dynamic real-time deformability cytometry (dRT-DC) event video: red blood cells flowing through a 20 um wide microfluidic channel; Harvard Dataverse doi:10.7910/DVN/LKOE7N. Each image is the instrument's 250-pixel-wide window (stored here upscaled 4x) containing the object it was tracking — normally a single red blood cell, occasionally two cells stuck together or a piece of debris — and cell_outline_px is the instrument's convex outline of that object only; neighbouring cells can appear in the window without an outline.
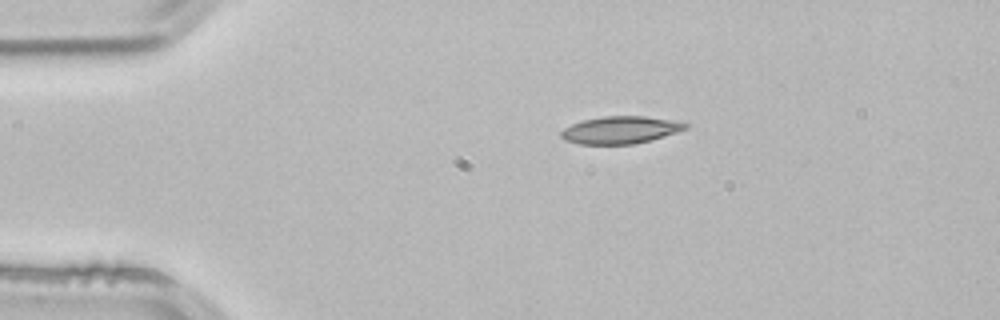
{"species": "common noctule bat (a hibernating species)", "species_latin": "Nyctalus noctula", "temperature_condition": "room temperature", "stored_images_in_passage": 2, "camera_frame_rate_fps": 3000, "um_per_image_px": 0.085, "animal": {"sex": "male", "body_mass_g": 21.5, "forearm_length_mm": 52.0}, "frame": {"image": 1, "passage_image": 1, "time_ms": 0.0, "image_size_px": [1000, 320], "cell_outline_px": [[688, 128], [652, 140], [632, 144], [580, 144], [564, 140], [560, 136], [560, 132], [564, 128], [572, 124], [584, 120], [604, 116], [644, 116], [668, 120], [688, 124]], "centroid_in_image_um": [52.69, 11.05], "position_along_channel_um": 32.3, "area_um2": 19.59}}